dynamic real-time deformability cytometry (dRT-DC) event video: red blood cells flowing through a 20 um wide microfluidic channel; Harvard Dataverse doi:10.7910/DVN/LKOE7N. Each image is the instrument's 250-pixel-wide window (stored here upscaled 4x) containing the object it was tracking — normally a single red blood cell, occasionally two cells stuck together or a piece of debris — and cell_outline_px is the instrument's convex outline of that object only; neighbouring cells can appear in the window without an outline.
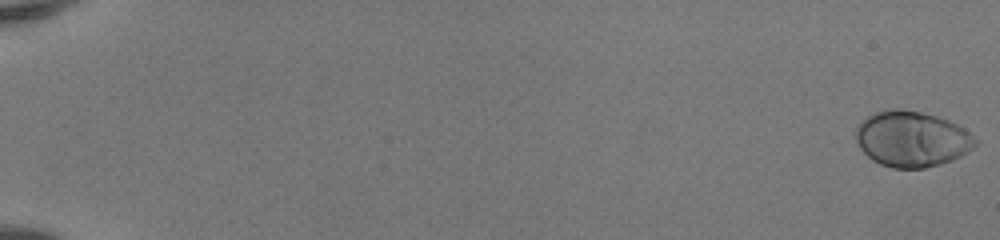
{"species": "human", "species_latin": "Homo sapiens", "temperature_condition": "room temperature", "stored_images_in_passage": 52, "camera_frame_rate_fps": 3000, "um_per_image_px": 0.085, "donor": {"sex": "female"}, "frame": {"image": 1, "passage_image": 1, "time_ms": 0.0, "image_size_px": [1000, 240], "cell_outline_px": [[976, 144], [972, 148], [960, 156], [952, 160], [940, 164], [924, 168], [892, 168], [880, 164], [872, 160], [860, 148], [856, 140], [856, 128], [868, 116], [884, 108], [900, 108], [920, 112], [936, 116], [948, 120], [964, 128], [976, 140]], "centroid_in_image_um": [77.48, 11.81], "position_along_channel_um": 7.5, "area_um2": 38.61}}
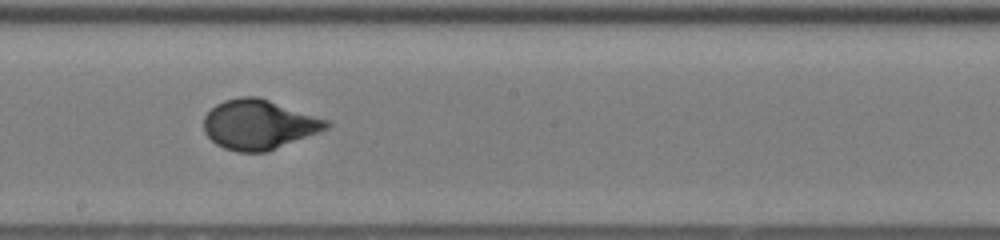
{"frame": {"image": 2, "passage_image": 32, "time_ms": 10.333, "image_size_px": [1000, 240], "cell_outline_px": [[332, 124], [328, 128], [268, 152], [236, 152], [224, 148], [216, 144], [204, 132], [204, 116], [216, 104], [224, 100], [240, 96], [256, 96], [328, 120]], "centroid_in_image_um": [21.98, 10.59], "position_along_channel_um": 226.2, "area_um2": 35.32}}
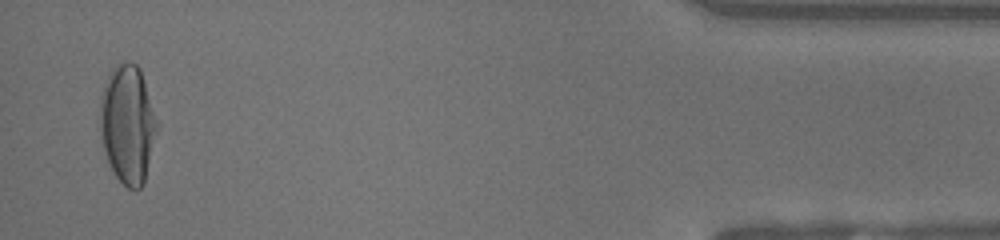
{"frame": {"image": 3, "passage_image": 51, "time_ms": 16.667, "image_size_px": [1000, 240], "cell_outline_px": [[156, 128], [144, 184], [140, 188], [128, 188], [116, 176], [104, 152], [100, 136], [100, 108], [104, 88], [108, 76], [112, 68], [116, 64], [128, 60], [136, 64], [140, 68], [144, 80], [156, 124]], "centroid_in_image_um": [10.82, 10.54], "position_along_channel_um": 424.4, "area_um2": 38.32}, "authors_computed_cell_mechanics": {"area_um2": 35.5759, "velocity_mm_per_s": 4.1452, "shape_relaxation_time_tau1_ms": 4.4716, "shape_relaxation_time_tau2_ms": null, "deformation_change_tau1": 0.2314, "deformation_change_tau2": null}}